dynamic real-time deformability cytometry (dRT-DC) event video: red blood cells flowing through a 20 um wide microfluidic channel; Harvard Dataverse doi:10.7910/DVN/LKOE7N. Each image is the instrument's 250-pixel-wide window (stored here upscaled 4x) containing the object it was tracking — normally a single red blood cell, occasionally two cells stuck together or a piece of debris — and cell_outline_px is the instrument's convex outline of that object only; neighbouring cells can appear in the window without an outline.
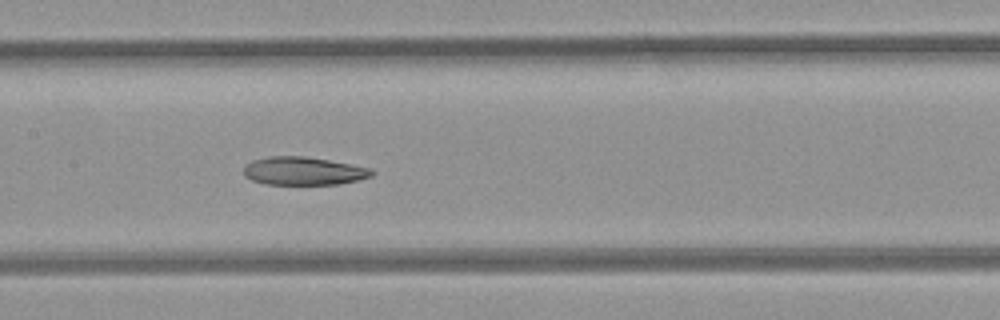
{"species": "common noctule bat (a hibernating species)", "species_latin": "Nyctalus noctula", "temperature_condition": "room temperature", "stored_images_in_passage": 8, "camera_frame_rate_fps": 3000, "um_per_image_px": 0.085, "animal": {"sex": "female", "body_mass_g": 21.9}, "frame": {"image": 1, "passage_image": 8, "time_ms": 2.333, "image_size_px": [1000, 320], "cell_outline_px": [[376, 172], [372, 176], [360, 180], [340, 184], [264, 184], [252, 180], [244, 176], [244, 168], [252, 160], [268, 156], [304, 156], [352, 164], [372, 168]], "centroid_in_image_um": [25.84, 14.53], "position_along_channel_um": 181.6, "area_um2": 21.15}}